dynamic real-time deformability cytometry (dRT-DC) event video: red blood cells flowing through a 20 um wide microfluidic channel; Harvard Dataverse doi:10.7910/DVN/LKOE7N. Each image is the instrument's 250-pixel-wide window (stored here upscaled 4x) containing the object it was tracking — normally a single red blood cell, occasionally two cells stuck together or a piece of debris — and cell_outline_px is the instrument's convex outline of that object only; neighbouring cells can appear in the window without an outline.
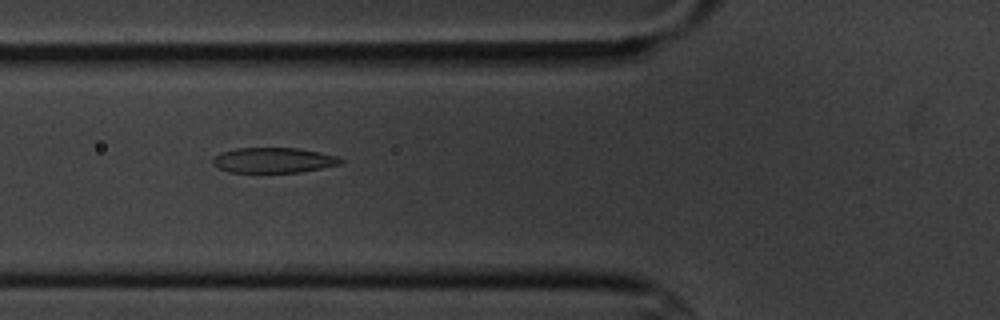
{"species": "common noctule bat (a hibernating species)", "species_latin": "Nyctalus noctula", "temperature_condition": "cold", "stored_images_in_passage": 7, "camera_frame_rate_fps": 3000, "um_per_image_px": 0.085, "animal": {"sex": "male", "body_mass_g": 20.1, "forearm_length_mm": 53.5}, "frame": {"image": 1, "passage_image": 6, "time_ms": 6.667, "image_size_px": [1000, 320], "cell_outline_px": [[344, 160], [340, 164], [300, 172], [228, 172], [212, 164], [212, 160], [220, 152], [236, 148], [300, 148], [320, 152], [336, 156]], "centroid_in_image_um": [23.23, 13.61], "position_along_channel_um": 102.6, "area_um2": 18.73}}
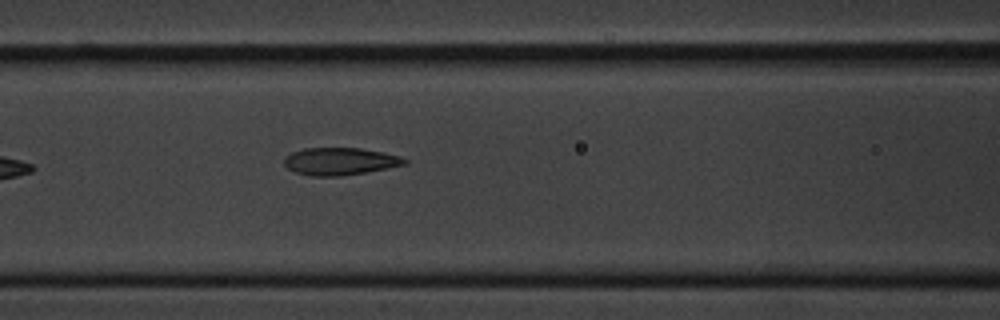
{"frame": {"image": 2, "passage_image": 7, "time_ms": 7.667, "image_size_px": [1000, 320], "cell_outline_px": [[408, 164], [364, 172], [340, 176], [308, 176], [296, 172], [288, 168], [284, 164], [284, 156], [292, 152], [304, 148], [360, 148], [384, 152], [400, 156], [408, 160]], "centroid_in_image_um": [28.89, 13.71], "position_along_channel_um": 137.7, "area_um2": 19.25}}